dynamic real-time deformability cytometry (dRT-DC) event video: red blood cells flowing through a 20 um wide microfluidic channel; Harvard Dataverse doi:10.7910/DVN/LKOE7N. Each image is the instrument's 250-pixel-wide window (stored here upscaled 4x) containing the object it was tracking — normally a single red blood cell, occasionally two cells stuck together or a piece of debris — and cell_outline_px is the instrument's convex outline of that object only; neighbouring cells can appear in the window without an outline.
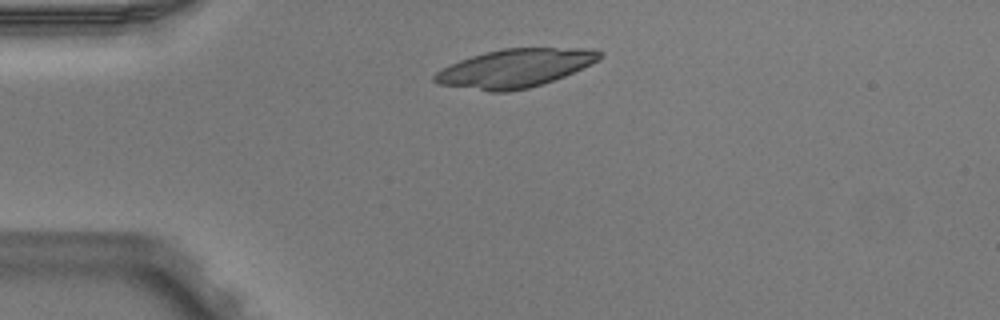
{"species": "Egyptian fruit bat (a non-hibernating species)", "species_latin": "Rousettus aegyptiacus", "temperature_condition": "warm", "stored_images_in_passage": 2, "camera_frame_rate_fps": 3000, "um_per_image_px": 0.085, "animal": {"sex": "male"}, "frame": {"image": 1, "passage_image": 1, "time_ms": 0.0, "image_size_px": [1000, 320], "cell_outline_px": [[604, 56], [564, 76], [544, 84], [528, 88], [508, 92], [488, 92], [440, 84], [432, 80], [432, 76], [436, 72], [460, 60], [484, 52], [504, 48], [592, 48], [604, 52]], "centroid_in_image_um": [43.77, 5.8], "position_along_channel_um": 41.2, "area_um2": 36.76}}